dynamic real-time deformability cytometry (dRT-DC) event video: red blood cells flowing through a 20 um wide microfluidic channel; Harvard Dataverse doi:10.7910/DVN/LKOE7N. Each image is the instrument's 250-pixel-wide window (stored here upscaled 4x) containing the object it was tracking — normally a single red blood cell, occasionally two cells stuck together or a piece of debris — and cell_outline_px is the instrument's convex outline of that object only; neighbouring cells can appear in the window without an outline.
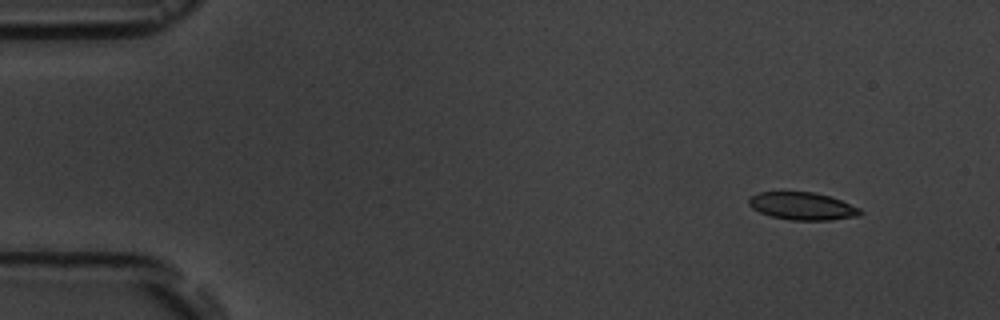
{"species": "common noctule bat (a hibernating species)", "species_latin": "Nyctalus noctula", "temperature_condition": "room temperature", "stored_images_in_passage": 5, "camera_frame_rate_fps": 3000, "um_per_image_px": 0.085, "animal": {"sex": "male", "body_mass_g": 19.5, "forearm_length_mm": 54.6}, "frame": {"image": 1, "passage_image": 1, "time_ms": 0.0, "image_size_px": [1000, 320], "cell_outline_px": [[864, 212], [860, 216], [828, 220], [792, 220], [772, 216], [760, 212], [752, 208], [748, 204], [748, 200], [756, 192], [816, 192], [840, 200], [860, 208]], "centroid_in_image_um": [68.22, 17.52], "position_along_channel_um": 16.8, "area_um2": 17.86}}
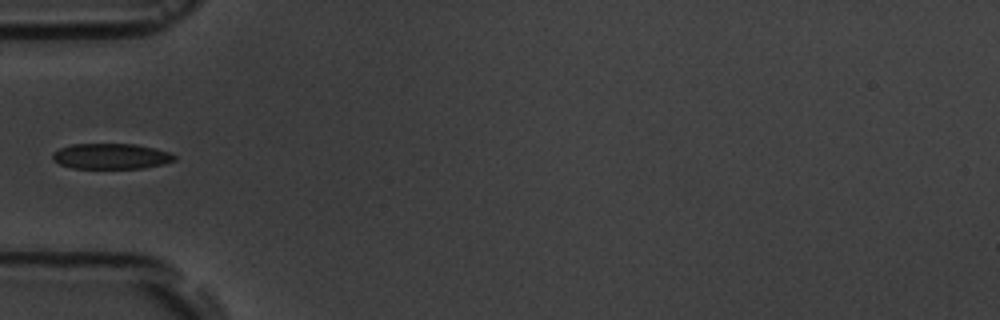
{"frame": {"image": 2, "passage_image": 4, "time_ms": 4.333, "image_size_px": [1000, 320], "cell_outline_px": [[176, 160], [164, 164], [144, 168], [72, 168], [60, 164], [52, 160], [52, 152], [60, 148], [72, 144], [136, 144], [156, 148], [168, 152], [176, 156]], "centroid_in_image_um": [9.44, 13.28], "position_along_channel_um": 75.6, "area_um2": 18.26}}
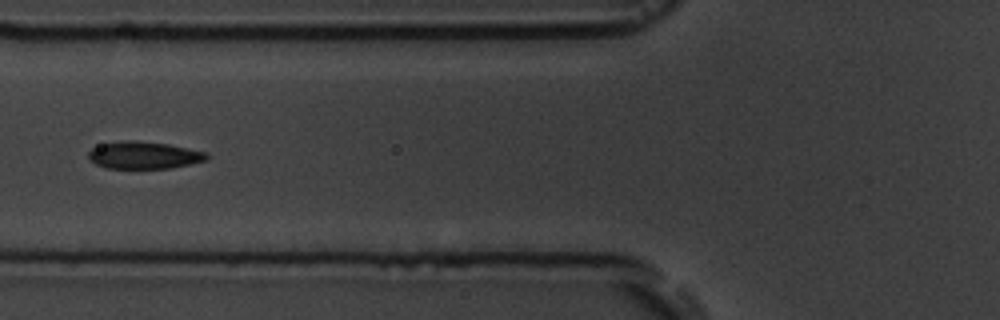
{"frame": {"image": 3, "passage_image": 5, "time_ms": 5.333, "image_size_px": [1000, 320], "cell_outline_px": [[208, 160], [172, 168], [104, 168], [88, 160], [88, 152], [92, 148], [100, 144], [124, 140], [132, 140], [168, 144], [208, 152]], "centroid_in_image_um": [12.22, 13.19], "position_along_channel_um": 113.6, "area_um2": 18.96}}